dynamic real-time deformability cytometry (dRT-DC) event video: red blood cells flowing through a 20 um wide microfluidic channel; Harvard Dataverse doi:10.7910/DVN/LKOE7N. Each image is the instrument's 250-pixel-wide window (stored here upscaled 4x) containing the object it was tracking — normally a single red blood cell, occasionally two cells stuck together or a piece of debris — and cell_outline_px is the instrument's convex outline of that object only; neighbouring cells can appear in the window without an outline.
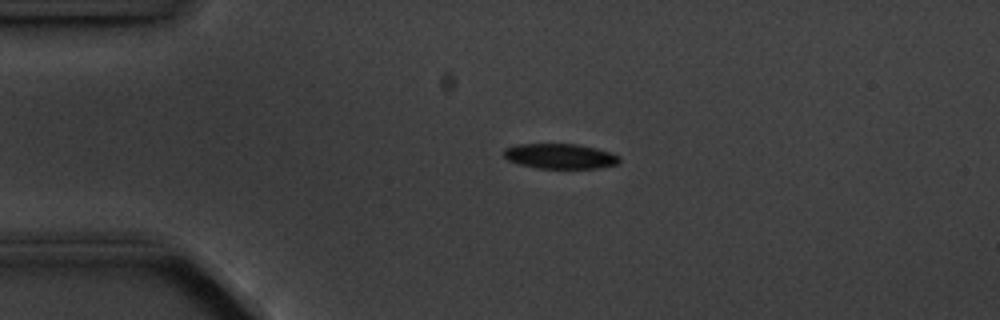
{"species": "common noctule bat (a hibernating species)", "species_latin": "Nyctalus noctula", "temperature_condition": "cold", "stored_images_in_passage": 3, "camera_frame_rate_fps": 3000, "um_per_image_px": 0.085, "animal": {"sex": "male", "body_mass_g": 20.1, "forearm_length_mm": 53.5}, "frame": {"image": 1, "passage_image": 2, "time_ms": 10.333, "image_size_px": [1000, 320], "cell_outline_px": [[620, 164], [596, 168], [536, 168], [520, 164], [508, 160], [504, 156], [504, 148], [516, 144], [576, 144], [596, 148], [620, 156]], "centroid_in_image_um": [47.61, 13.27], "position_along_channel_um": 37.4, "area_um2": 16.88}}